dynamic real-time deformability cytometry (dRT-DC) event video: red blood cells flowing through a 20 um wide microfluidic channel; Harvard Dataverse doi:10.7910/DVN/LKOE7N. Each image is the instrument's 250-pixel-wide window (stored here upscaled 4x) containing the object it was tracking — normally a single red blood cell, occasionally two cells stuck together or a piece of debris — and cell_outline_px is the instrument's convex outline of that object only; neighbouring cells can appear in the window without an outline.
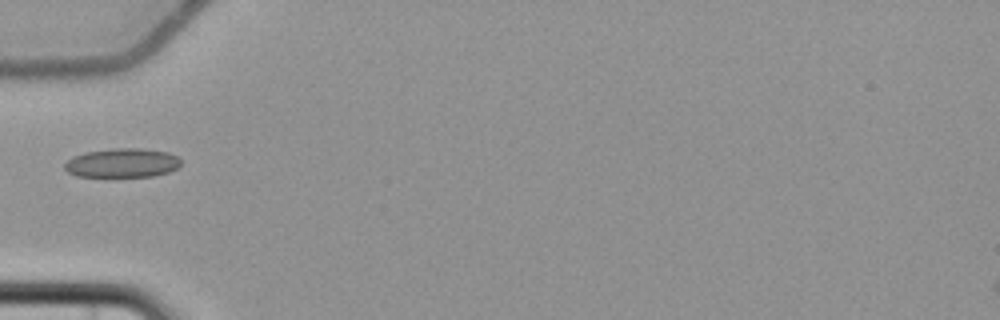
{"species": "common noctule bat (a hibernating species)", "species_latin": "Nyctalus noctula", "temperature_condition": "cold", "stored_images_in_passage": 9, "camera_frame_rate_fps": 3000, "um_per_image_px": 0.085, "animal": {"sex": "female", "body_mass_g": 22.7, "forearm_length_mm": 54.2}, "frame": {"image": 1, "passage_image": 6, "time_ms": 7.333, "image_size_px": [1000, 320], "cell_outline_px": [[180, 164], [176, 168], [168, 172], [152, 176], [76, 176], [68, 172], [64, 168], [64, 164], [72, 156], [84, 152], [112, 148], [140, 148], [168, 152], [176, 156], [180, 160]], "centroid_in_image_um": [10.36, 13.84], "position_along_channel_um": 74.6, "area_um2": 19.65}}
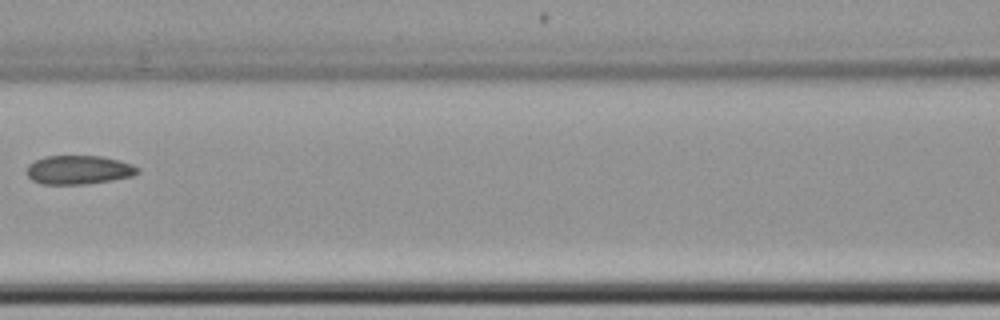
{"frame": {"image": 2, "passage_image": 8, "time_ms": 9.667, "image_size_px": [1000, 320], "cell_outline_px": [[140, 172], [132, 176], [112, 180], [84, 184], [40, 184], [32, 180], [28, 176], [28, 164], [44, 156], [100, 156], [132, 164], [140, 168]], "centroid_in_image_um": [6.69, 14.44], "position_along_channel_um": 159.9, "area_um2": 18.55}}
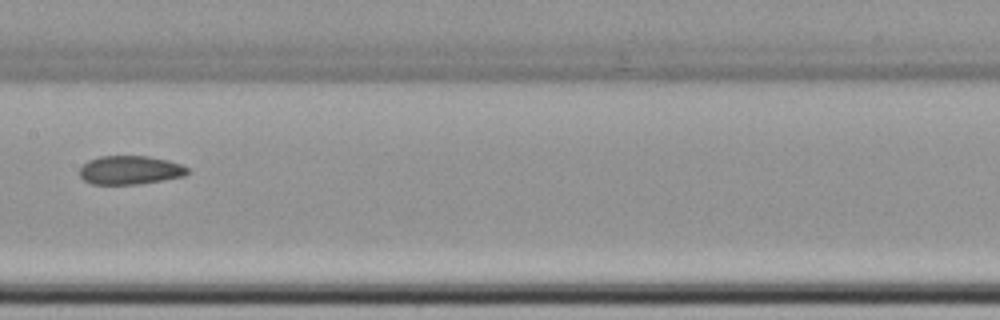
{"frame": {"image": 3, "passage_image": 9, "time_ms": 10.667, "image_size_px": [1000, 320], "cell_outline_px": [[192, 172], [184, 176], [136, 184], [92, 184], [84, 180], [80, 176], [80, 168], [88, 160], [100, 156], [148, 156], [168, 160], [180, 164], [188, 168]], "centroid_in_image_um": [11.06, 14.45], "position_along_channel_um": 196.3, "area_um2": 17.98}}